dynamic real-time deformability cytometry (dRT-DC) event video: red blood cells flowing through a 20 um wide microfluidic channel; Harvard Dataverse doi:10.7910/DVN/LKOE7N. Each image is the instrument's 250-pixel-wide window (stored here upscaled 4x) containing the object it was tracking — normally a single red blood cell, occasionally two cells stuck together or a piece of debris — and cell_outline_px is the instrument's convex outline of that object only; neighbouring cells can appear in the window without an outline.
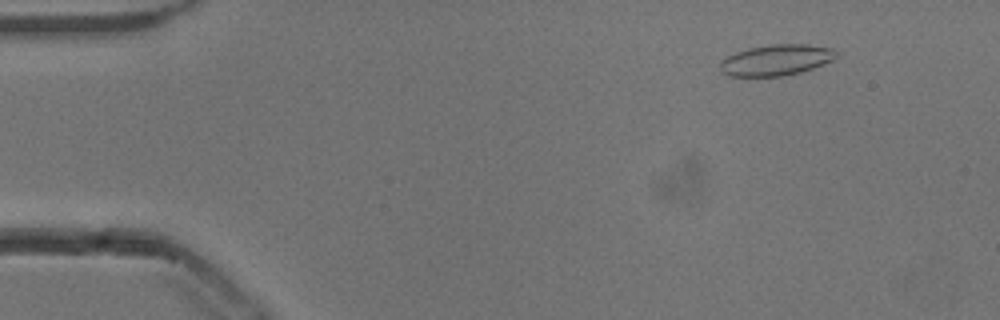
{"species": "common noctule bat (a hibernating species)", "species_latin": "Nyctalus noctula", "temperature_condition": "cold", "stored_images_in_passage": 53, "camera_frame_rate_fps": 3000, "um_per_image_px": 0.085, "animal": {"sex": "male", "body_mass_g": 13.3}, "frame": {"image": 1, "passage_image": 6, "time_ms": 1.667, "image_size_px": [1000, 320], "cell_outline_px": [[840, 52], [832, 60], [824, 64], [800, 72], [784, 76], [728, 76], [720, 72], [720, 60], [736, 52], [748, 48], [772, 44], [808, 44], [832, 48]], "centroid_in_image_um": [65.97, 5.1], "position_along_channel_um": 19.0, "area_um2": 21.1}}
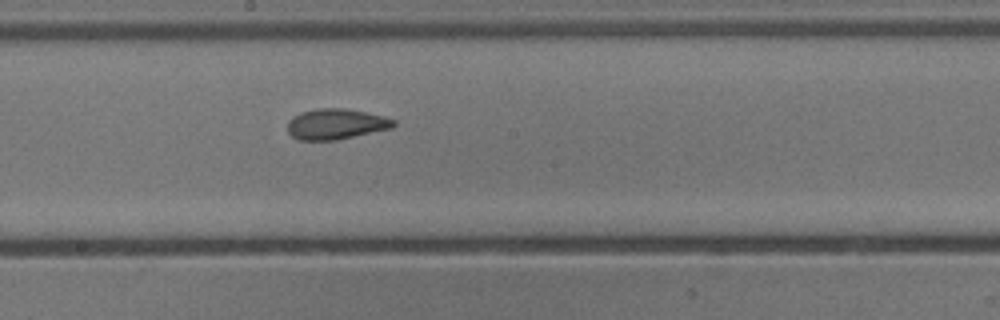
{"frame": {"image": 2, "passage_image": 29, "time_ms": 9.333, "image_size_px": [1000, 320], "cell_outline_px": [[396, 124], [392, 128], [336, 140], [300, 140], [292, 136], [288, 132], [288, 120], [292, 116], [300, 112], [316, 108], [344, 108], [384, 116], [396, 120]], "centroid_in_image_um": [28.54, 10.54], "position_along_channel_um": 219.7, "area_um2": 18.96}}
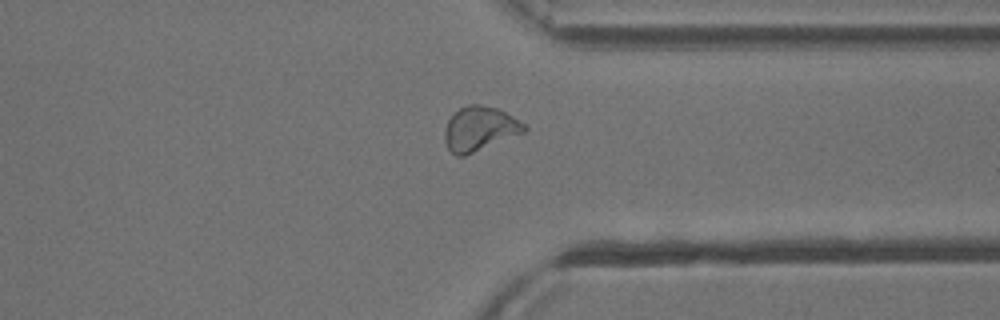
{"frame": {"image": 3, "passage_image": 41, "time_ms": 13.333, "image_size_px": [1000, 320], "cell_outline_px": [[528, 128], [524, 132], [464, 156], [456, 156], [448, 148], [444, 140], [444, 128], [448, 120], [460, 108], [468, 104], [480, 104], [496, 108], [512, 116], [524, 124]], "centroid_in_image_um": [40.74, 10.94], "position_along_channel_um": 370.7, "area_um2": 20.29}, "authors_computed_cell_mechanics": {"area_um2": 20.1144, "velocity_mm_per_s": 3.8199, "shape_relaxation_time_tau1_ms": 6.5938, "shape_relaxation_time_tau2_ms": 1.0063, "deformation_change_tau1": 0.1702, "deformation_change_tau2": 0.0697}}